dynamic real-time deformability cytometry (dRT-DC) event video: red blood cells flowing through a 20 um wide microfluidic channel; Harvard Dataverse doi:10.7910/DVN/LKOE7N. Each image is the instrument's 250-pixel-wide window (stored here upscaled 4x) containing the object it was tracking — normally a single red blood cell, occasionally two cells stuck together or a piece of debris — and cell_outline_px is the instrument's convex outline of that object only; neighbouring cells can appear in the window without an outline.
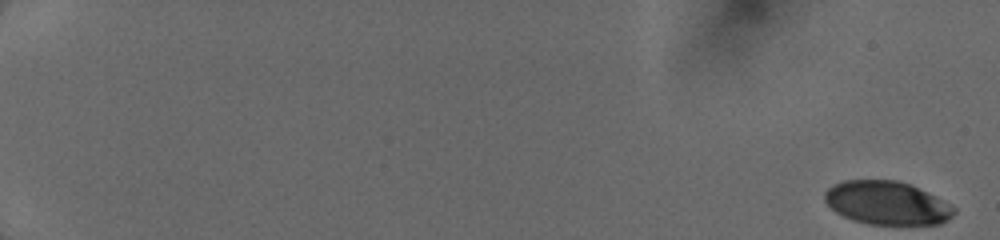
{"species": "human", "species_latin": "Homo sapiens", "temperature_condition": "cold", "stored_images_in_passage": 40, "camera_frame_rate_fps": 3000, "um_per_image_px": 0.085, "donor": {"sex": "female"}, "frame": {"image": 1, "passage_image": 1, "time_ms": 0.0, "image_size_px": [1000, 240], "cell_outline_px": [[956, 212], [952, 216], [940, 224], [868, 224], [852, 220], [836, 212], [824, 200], [824, 192], [832, 184], [844, 180], [896, 180], [908, 184], [928, 192], [952, 204], [956, 208]], "centroid_in_image_um": [75.39, 17.25], "position_along_channel_um": 9.6, "area_um2": 32.77}}
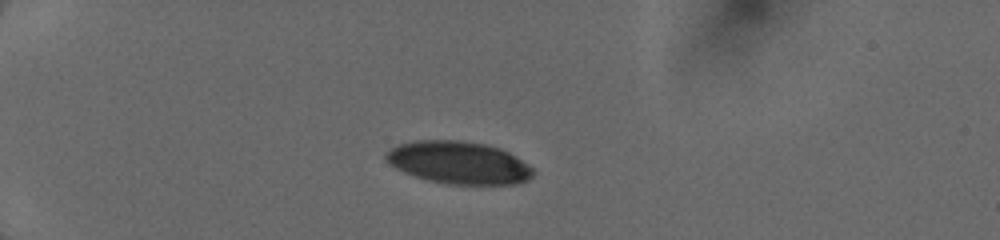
{"frame": {"image": 2, "passage_image": 34, "time_ms": 5.0, "image_size_px": [1000, 240], "cell_outline_px": [[536, 172], [528, 180], [516, 184], [448, 184], [428, 180], [404, 172], [396, 168], [384, 156], [396, 144], [416, 140], [464, 140], [484, 144], [500, 148], [516, 156], [528, 164]], "centroid_in_image_um": [39.02, 13.82], "position_along_channel_um": 46.0, "area_um2": 36.41}}